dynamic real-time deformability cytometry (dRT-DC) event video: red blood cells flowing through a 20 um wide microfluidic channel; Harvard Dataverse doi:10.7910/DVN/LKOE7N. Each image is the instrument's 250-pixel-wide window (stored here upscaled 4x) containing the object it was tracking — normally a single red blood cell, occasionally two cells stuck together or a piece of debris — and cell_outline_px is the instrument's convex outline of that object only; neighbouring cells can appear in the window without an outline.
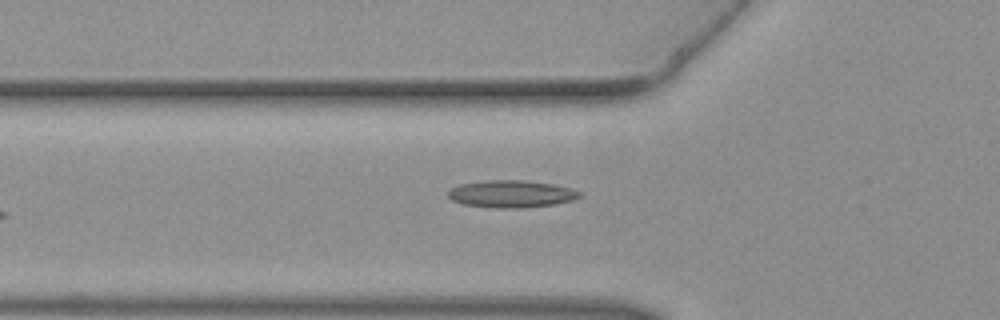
{"species": "common noctule bat (a hibernating species)", "species_latin": "Nyctalus noctula", "temperature_condition": "warm", "stored_images_in_passage": 12, "camera_frame_rate_fps": 3000, "um_per_image_px": 0.085, "animal": {"sex": "female", "body_mass_g": 19.3, "forearm_length_mm": 54.1}, "frame": {"image": 1, "passage_image": 2, "time_ms": 0.333, "image_size_px": [1000, 320], "cell_outline_px": [[580, 196], [572, 200], [552, 204], [520, 208], [500, 208], [464, 204], [452, 200], [448, 196], [448, 192], [452, 188], [460, 184], [484, 180], [524, 180], [556, 184], [572, 188], [580, 192]], "centroid_in_image_um": [43.47, 16.47], "position_along_channel_um": 82.3, "area_um2": 20.75}}
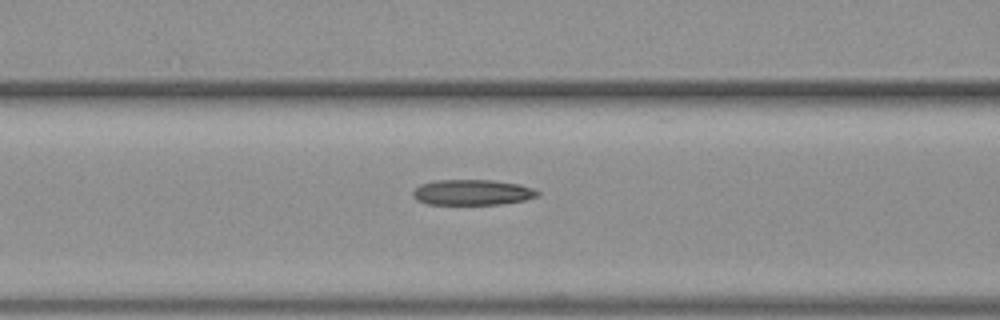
{"frame": {"image": 2, "passage_image": 5, "time_ms": 1.333, "image_size_px": [1000, 320], "cell_outline_px": [[540, 192], [536, 196], [524, 200], [500, 204], [428, 204], [416, 200], [412, 196], [412, 192], [420, 184], [436, 180], [492, 180], [520, 184], [532, 188]], "centroid_in_image_um": [40.11, 16.34], "position_along_channel_um": 126.5, "area_um2": 18.5}}
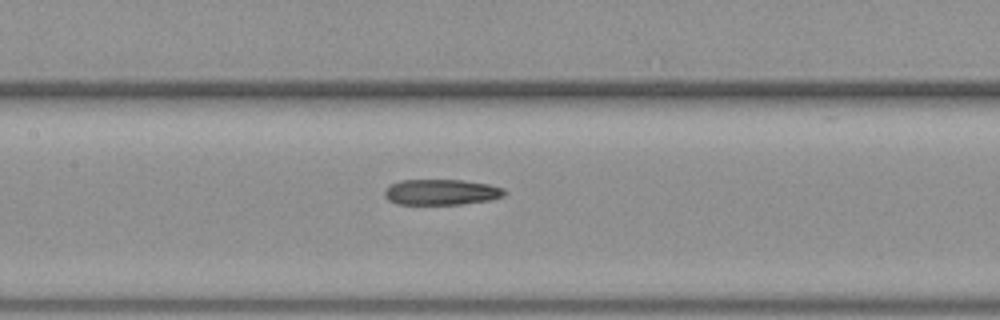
{"frame": {"image": 3, "passage_image": 8, "time_ms": 2.333, "image_size_px": [1000, 320], "cell_outline_px": [[508, 192], [504, 196], [488, 200], [460, 204], [396, 204], [388, 200], [384, 196], [384, 192], [392, 184], [400, 180], [460, 180], [488, 184], [504, 188]], "centroid_in_image_um": [37.52, 16.33], "position_along_channel_um": 169.9, "area_um2": 17.86}}